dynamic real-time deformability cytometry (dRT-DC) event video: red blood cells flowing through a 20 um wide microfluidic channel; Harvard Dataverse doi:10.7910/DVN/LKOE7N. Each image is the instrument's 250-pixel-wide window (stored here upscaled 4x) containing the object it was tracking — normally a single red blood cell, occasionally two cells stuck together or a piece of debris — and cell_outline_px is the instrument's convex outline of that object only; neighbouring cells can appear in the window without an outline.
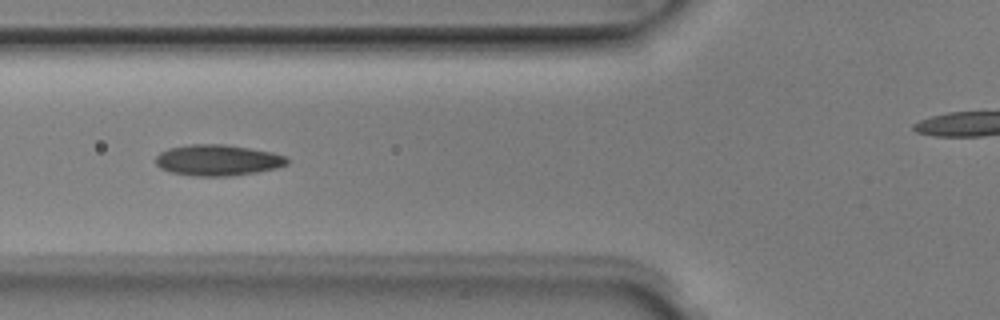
{"species": "Egyptian fruit bat (a non-hibernating species)", "species_latin": "Rousettus aegyptiacus", "temperature_condition": "room temperature", "stored_images_in_passage": 9, "camera_frame_rate_fps": 3000, "um_per_image_px": 0.085, "animal": {"sex": "male"}, "frame": {"image": 1, "passage_image": 6, "time_ms": 1.667, "image_size_px": [1000, 320], "cell_outline_px": [[288, 164], [276, 168], [256, 172], [232, 176], [192, 176], [172, 172], [160, 168], [156, 164], [156, 156], [160, 152], [168, 148], [188, 144], [224, 144], [272, 152], [288, 156]], "centroid_in_image_um": [18.51, 13.61], "position_along_channel_um": 107.3, "area_um2": 23.87}}
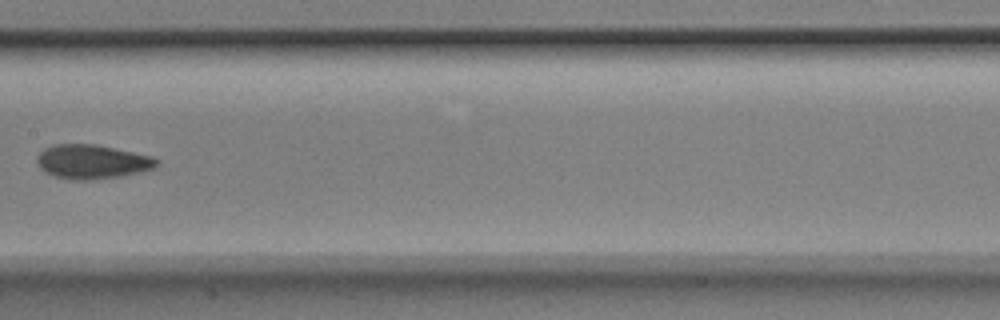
{"frame": {"image": 2, "passage_image": 8, "time_ms": 2.333, "image_size_px": [1000, 320], "cell_outline_px": [[160, 164], [152, 168], [140, 172], [120, 176], [92, 180], [72, 180], [56, 176], [40, 168], [36, 164], [36, 156], [44, 148], [52, 144], [96, 144], [152, 156], [160, 160]], "centroid_in_image_um": [7.82, 13.74], "position_along_channel_um": 199.6, "area_um2": 23.93}}
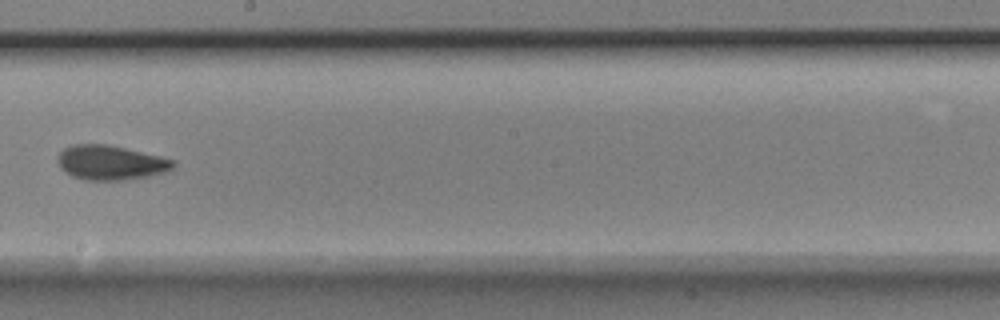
{"frame": {"image": 3, "passage_image": 9, "time_ms": 2.667, "image_size_px": [1000, 320], "cell_outline_px": [[176, 164], [172, 168], [164, 172], [148, 176], [120, 180], [84, 180], [72, 176], [60, 168], [56, 160], [56, 156], [64, 148], [72, 144], [108, 144], [160, 156], [176, 160]], "centroid_in_image_um": [9.37, 13.81], "position_along_channel_um": 238.8, "area_um2": 23.35}}